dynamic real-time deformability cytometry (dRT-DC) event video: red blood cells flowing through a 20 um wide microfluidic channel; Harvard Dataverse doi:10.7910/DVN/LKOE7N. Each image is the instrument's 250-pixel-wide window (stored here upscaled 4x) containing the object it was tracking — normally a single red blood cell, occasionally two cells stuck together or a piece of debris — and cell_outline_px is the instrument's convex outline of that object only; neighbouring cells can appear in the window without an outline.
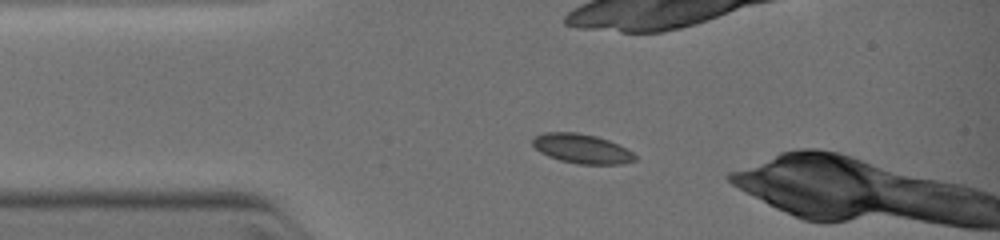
{"species": "common noctule bat (a hibernating species)", "species_latin": "Nyctalus noctula", "temperature_condition": "warm", "stored_images_in_passage": 3, "camera_frame_rate_fps": 3000, "um_per_image_px": 0.085, "animal": {"sex": "female", "body_mass_g": 19.0, "forearm_length_mm": 51.5}, "frame": {"image": 1, "passage_image": 2, "time_ms": 0.667, "image_size_px": [1000, 240], "cell_outline_px": [[636, 160], [620, 164], [580, 164], [560, 160], [548, 156], [540, 152], [532, 144], [532, 140], [536, 136], [544, 132], [576, 132], [596, 136], [608, 140], [628, 148], [636, 156]], "centroid_in_image_um": [49.47, 12.63], "position_along_channel_um": 35.5, "area_um2": 17.51}}